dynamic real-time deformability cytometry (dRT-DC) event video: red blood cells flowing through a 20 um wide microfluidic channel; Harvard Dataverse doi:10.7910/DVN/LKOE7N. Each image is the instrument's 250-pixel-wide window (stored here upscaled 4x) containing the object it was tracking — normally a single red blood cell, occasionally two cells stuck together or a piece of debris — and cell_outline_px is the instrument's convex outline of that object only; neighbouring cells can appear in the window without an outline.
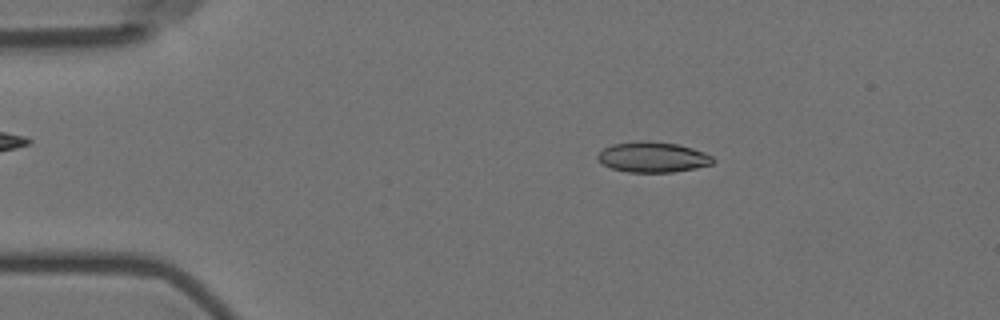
{"species": "Egyptian fruit bat (a non-hibernating species)", "species_latin": "Rousettus aegyptiacus", "temperature_condition": "room temperature", "stored_images_in_passage": 5, "camera_frame_rate_fps": 3000, "um_per_image_px": 0.085, "animal": {"sex": "female"}, "frame": {"image": 1, "passage_image": 3, "time_ms": 2.0, "image_size_px": [1000, 320], "cell_outline_px": [[716, 160], [712, 164], [696, 168], [672, 172], [628, 172], [612, 168], [604, 164], [596, 156], [604, 148], [612, 144], [640, 140], [648, 140], [676, 144], [692, 148], [704, 152], [712, 156]], "centroid_in_image_um": [55.51, 13.35], "position_along_channel_um": 29.5, "area_um2": 20.4}}